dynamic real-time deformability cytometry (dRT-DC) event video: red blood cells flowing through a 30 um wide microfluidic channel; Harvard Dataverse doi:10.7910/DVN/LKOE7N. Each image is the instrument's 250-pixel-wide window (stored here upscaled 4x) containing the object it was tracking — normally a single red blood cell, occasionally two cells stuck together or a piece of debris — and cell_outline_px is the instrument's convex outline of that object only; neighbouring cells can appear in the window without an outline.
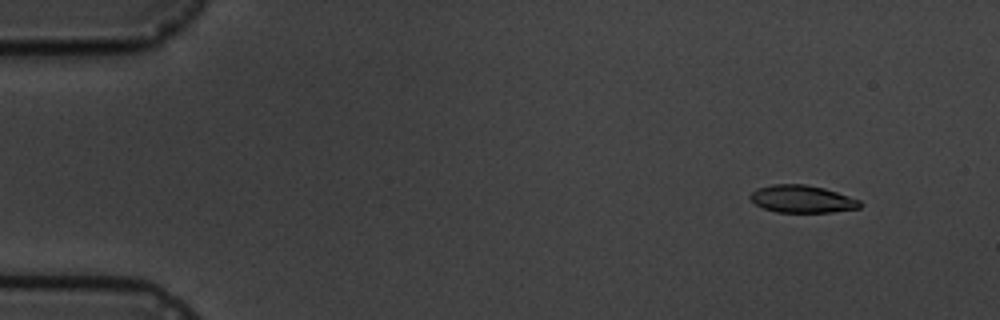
{"species": "common noctule bat (a hibernating species)", "species_latin": "Nyctalus noctula", "temperature_condition": "cold", "stored_images_in_passage": 6, "camera_frame_rate_fps": 3000, "um_per_image_px": 0.085, "animal": {"sex": "male", "body_mass_g": 19.5, "forearm_length_mm": 54.6}, "frame": {"image": 1, "passage_image": 2, "time_ms": 1.333, "image_size_px": [1000, 320], "cell_outline_px": [[864, 204], [860, 208], [832, 212], [776, 212], [764, 208], [756, 204], [748, 196], [756, 188], [772, 184], [804, 184], [824, 188], [860, 200]], "centroid_in_image_um": [68.18, 16.91], "position_along_channel_um": 16.8, "area_um2": 17.57}}
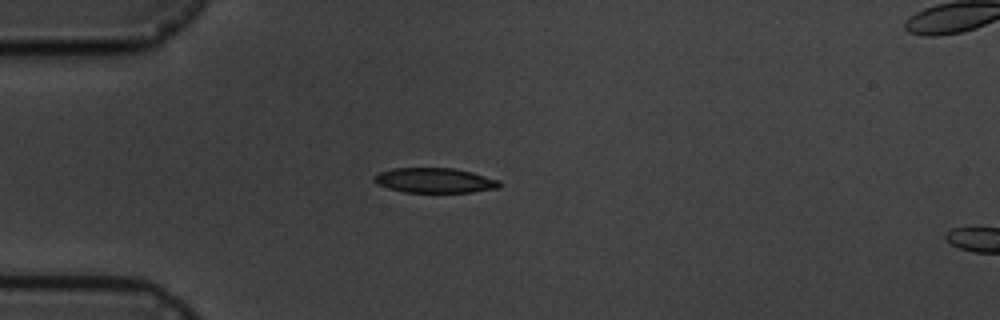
{"frame": {"image": 2, "passage_image": 5, "time_ms": 4.667, "image_size_px": [1000, 320], "cell_outline_px": [[500, 188], [472, 192], [404, 192], [388, 188], [376, 184], [372, 180], [372, 176], [380, 172], [392, 168], [456, 168], [472, 172], [500, 180]], "centroid_in_image_um": [36.93, 15.33], "position_along_channel_um": 48.1, "area_um2": 18.38}}